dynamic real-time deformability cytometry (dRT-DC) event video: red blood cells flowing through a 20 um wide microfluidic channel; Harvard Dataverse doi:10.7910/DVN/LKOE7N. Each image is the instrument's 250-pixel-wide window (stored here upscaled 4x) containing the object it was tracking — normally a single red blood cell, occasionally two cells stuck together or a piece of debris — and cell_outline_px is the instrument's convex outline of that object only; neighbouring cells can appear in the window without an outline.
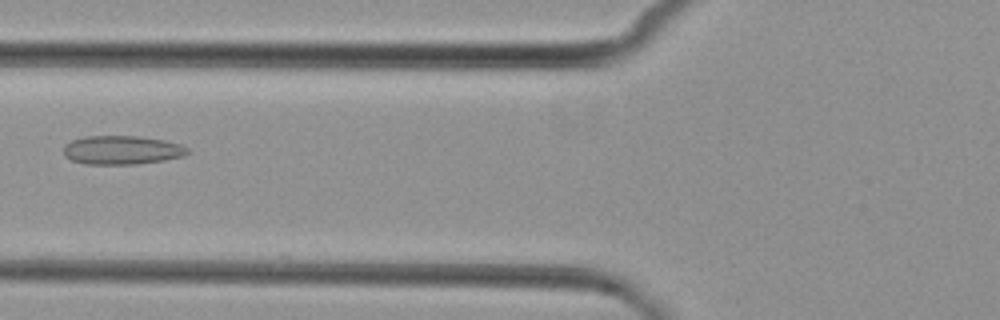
{"species": "common noctule bat (a hibernating species)", "species_latin": "Nyctalus noctula", "temperature_condition": "cold", "stored_images_in_passage": 6, "camera_frame_rate_fps": 3000, "um_per_image_px": 0.085, "animal": {"sex": "female", "body_mass_g": 29.2, "forearm_length_mm": 56.3}, "frame": {"image": 1, "passage_image": 6, "time_ms": 7.0, "image_size_px": [1000, 320], "cell_outline_px": [[188, 152], [184, 156], [164, 160], [136, 164], [84, 164], [72, 160], [64, 156], [64, 144], [72, 140], [84, 136], [140, 136], [164, 140], [180, 144], [188, 148]], "centroid_in_image_um": [10.34, 12.75], "position_along_channel_um": 115.5, "area_um2": 20.87}}